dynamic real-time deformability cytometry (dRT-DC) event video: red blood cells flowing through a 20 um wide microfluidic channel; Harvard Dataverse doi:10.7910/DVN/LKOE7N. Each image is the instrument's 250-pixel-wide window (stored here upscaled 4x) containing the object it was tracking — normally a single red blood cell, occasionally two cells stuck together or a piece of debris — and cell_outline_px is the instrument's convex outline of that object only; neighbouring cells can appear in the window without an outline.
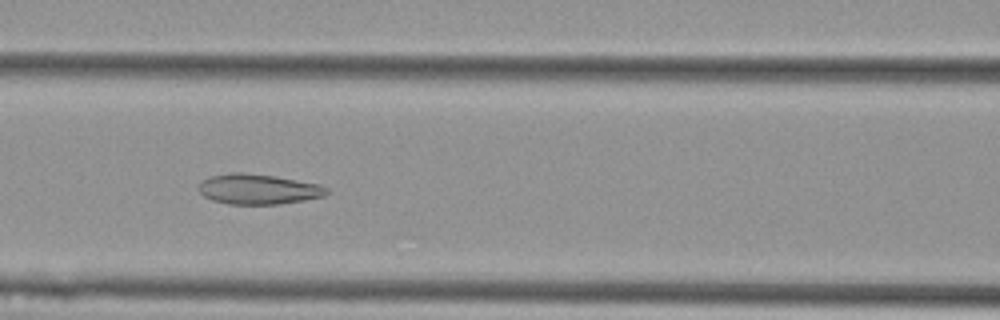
{"species": "Egyptian fruit bat (a non-hibernating species)", "species_latin": "Rousettus aegyptiacus", "temperature_condition": "cold", "stored_images_in_passage": 54, "camera_frame_rate_fps": 3000, "um_per_image_px": 0.085, "animal": {"sex": "female"}, "frame": {"image": 1, "passage_image": 24, "time_ms": 7.667, "image_size_px": [1000, 320], "cell_outline_px": [[328, 192], [324, 196], [304, 200], [280, 204], [228, 204], [212, 200], [204, 196], [196, 188], [200, 180], [208, 176], [228, 172], [244, 172], [272, 176], [320, 184], [328, 188]], "centroid_in_image_um": [21.88, 16.07], "position_along_channel_um": 144.7, "area_um2": 22.77}}
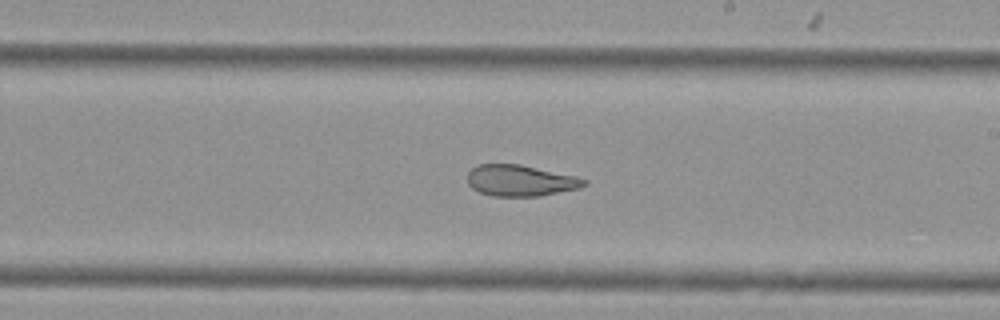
{"frame": {"image": 2, "passage_image": 32, "time_ms": 10.333, "image_size_px": [1000, 320], "cell_outline_px": [[588, 184], [580, 188], [540, 196], [492, 196], [480, 192], [472, 188], [468, 184], [468, 172], [476, 164], [520, 164], [576, 176], [588, 180]], "centroid_in_image_um": [44.25, 15.34], "position_along_channel_um": 244.8, "area_um2": 21.33}}
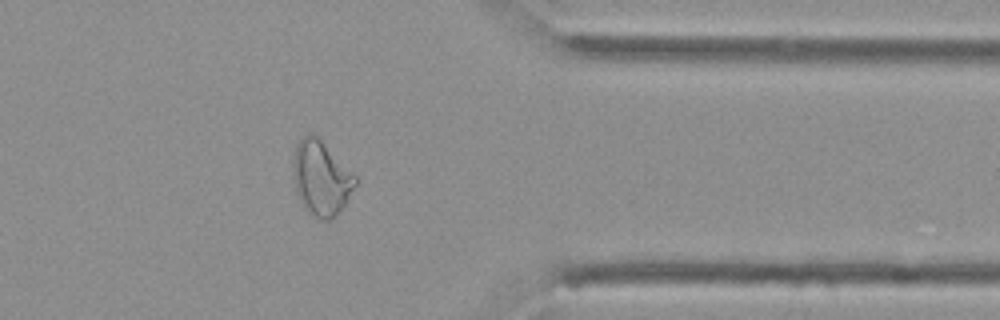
{"frame": {"image": 3, "passage_image": 44, "time_ms": 14.333, "image_size_px": [1000, 320], "cell_outline_px": [[356, 184], [340, 212], [332, 220], [320, 220], [312, 216], [304, 208], [296, 192], [292, 172], [292, 160], [296, 148], [300, 140], [304, 136], [312, 132], [356, 176]], "centroid_in_image_um": [27.27, 15.19], "position_along_channel_um": 384.1, "area_um2": 26.82}, "authors_computed_cell_mechanics": {"area_um2": 27.8885, "velocity_mm_per_s": 3.7823, "shape_relaxation_time_tau1_ms": null, "shape_relaxation_time_tau2_ms": 3.0608, "deformation_change_tau1": null, "deformation_change_tau2": 0.0973}}